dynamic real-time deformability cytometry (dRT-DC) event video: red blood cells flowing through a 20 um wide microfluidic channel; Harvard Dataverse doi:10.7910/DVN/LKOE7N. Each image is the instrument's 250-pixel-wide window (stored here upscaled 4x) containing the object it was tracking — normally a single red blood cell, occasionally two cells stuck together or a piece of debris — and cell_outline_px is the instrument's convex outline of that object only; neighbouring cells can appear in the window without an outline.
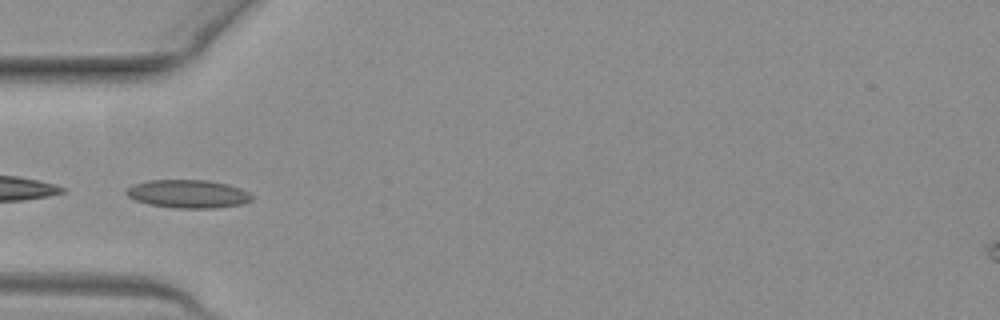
{"species": "common noctule bat (a hibernating species)", "species_latin": "Nyctalus noctula", "temperature_condition": "warm", "stored_images_in_passage": 40, "camera_frame_rate_fps": 3000, "um_per_image_px": 0.085, "animal": {"sex": "female", "body_mass_g": 19.3, "forearm_length_mm": 54.1}, "frame": {"image": 1, "passage_image": 6, "time_ms": 1.667, "image_size_px": [1000, 320], "cell_outline_px": [[252, 200], [240, 204], [216, 208], [176, 208], [148, 204], [136, 200], [128, 196], [124, 192], [132, 184], [148, 180], [208, 180], [228, 184], [240, 188], [248, 192], [252, 196]], "centroid_in_image_um": [15.97, 16.47], "position_along_channel_um": 69.0, "area_um2": 20.63}}
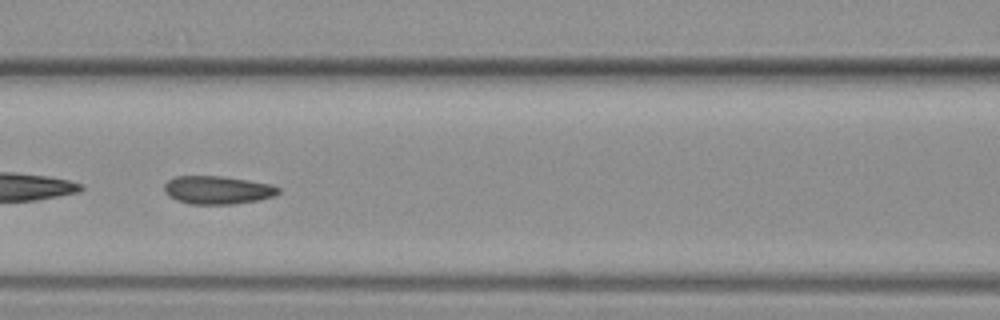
{"frame": {"image": 2, "passage_image": 12, "time_ms": 3.667, "image_size_px": [1000, 320], "cell_outline_px": [[280, 192], [276, 196], [260, 200], [232, 204], [188, 204], [176, 200], [168, 196], [164, 192], [164, 184], [168, 180], [176, 176], [224, 176], [268, 184], [280, 188]], "centroid_in_image_um": [18.47, 16.16], "position_along_channel_um": 148.1, "area_um2": 18.84}}
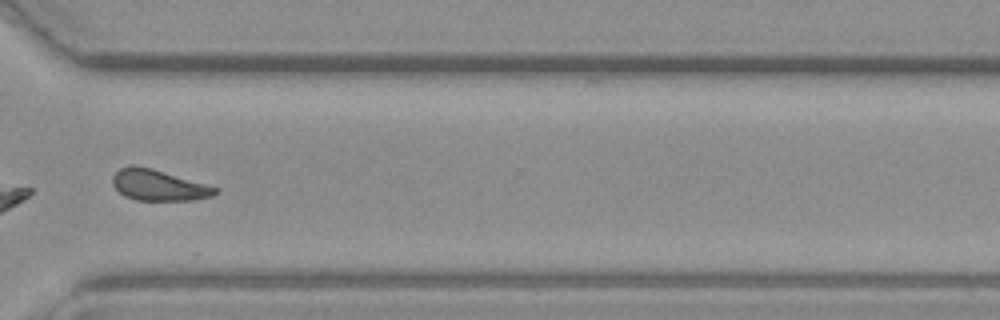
{"frame": {"image": 3, "passage_image": 28, "time_ms": 9.0, "image_size_px": [1000, 320], "cell_outline_px": [[220, 192], [212, 196], [192, 200], [136, 200], [124, 196], [112, 184], [112, 176], [120, 168], [132, 164], [136, 164], [152, 168], [220, 188]], "centroid_in_image_um": [13.48, 15.73], "position_along_channel_um": 357.1, "area_um2": 18.67}, "authors_computed_cell_mechanics": {"area_um2": 18.785, "velocity_mm_per_s": 3.9256, "shape_relaxation_time_tau1_ms": 7.0314, "shape_relaxation_time_tau2_ms": 3.1313, "deformation_change_tau1": 0.1159, "deformation_change_tau2": 0.0828}}